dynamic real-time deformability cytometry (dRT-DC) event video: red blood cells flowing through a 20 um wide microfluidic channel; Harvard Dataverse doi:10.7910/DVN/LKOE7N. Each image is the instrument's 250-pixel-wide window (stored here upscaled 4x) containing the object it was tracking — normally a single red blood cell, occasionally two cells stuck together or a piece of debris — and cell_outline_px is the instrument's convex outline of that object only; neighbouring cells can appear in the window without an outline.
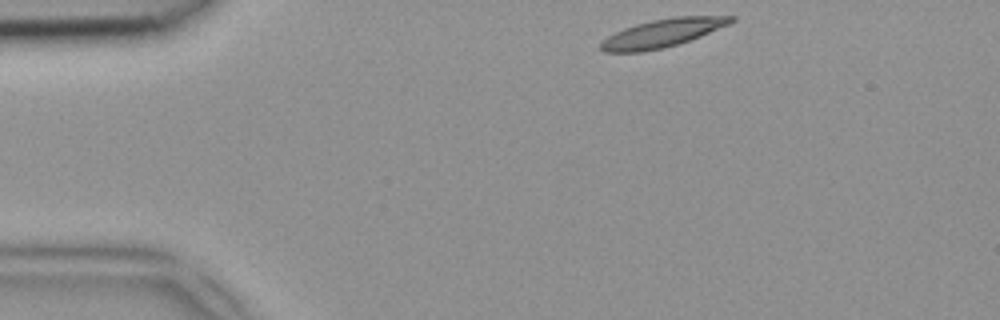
{"species": "common noctule bat (a hibernating species)", "species_latin": "Nyctalus noctula", "temperature_condition": "room temperature", "stored_images_in_passage": 42, "camera_frame_rate_fps": 3000, "um_per_image_px": 0.085, "animal": {"sex": "female", "body_mass_g": 18.4}, "frame": {"image": 1, "passage_image": 1, "time_ms": 0.0, "image_size_px": [1000, 320], "cell_outline_px": [[736, 20], [728, 24], [700, 36], [664, 48], [644, 52], [604, 52], [600, 48], [600, 44], [608, 36], [624, 28], [636, 24], [652, 20], [676, 16], [736, 16]], "centroid_in_image_um": [56.29, 2.81], "position_along_channel_um": 28.7, "area_um2": 21.1}}
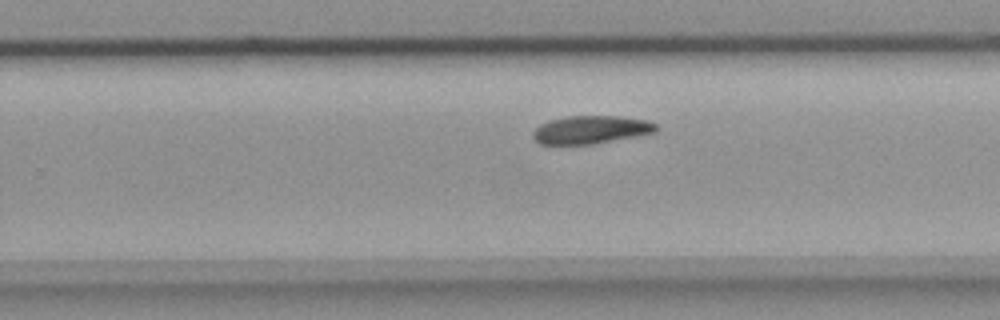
{"frame": {"image": 2, "passage_image": 24, "time_ms": 7.667, "image_size_px": [1000, 320], "cell_outline_px": [[656, 132], [636, 136], [592, 144], [540, 144], [532, 136], [532, 132], [540, 124], [548, 120], [568, 116], [620, 116], [648, 120], [656, 124]], "centroid_in_image_um": [50.21, 11.02], "position_along_channel_um": 279.6, "area_um2": 20.06}}
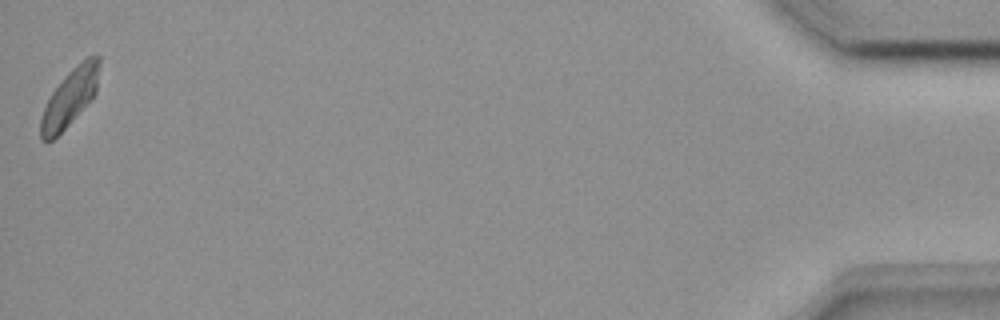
{"frame": {"image": 3, "passage_image": 42, "time_ms": 13.667, "image_size_px": [1000, 320], "cell_outline_px": [[100, 64], [96, 92], [92, 100], [48, 144], [44, 144], [40, 140], [40, 116], [52, 92], [64, 76], [72, 68], [88, 56], [100, 56]], "centroid_in_image_um": [5.92, 8.32], "position_along_channel_um": 429.3, "area_um2": 19.59}}